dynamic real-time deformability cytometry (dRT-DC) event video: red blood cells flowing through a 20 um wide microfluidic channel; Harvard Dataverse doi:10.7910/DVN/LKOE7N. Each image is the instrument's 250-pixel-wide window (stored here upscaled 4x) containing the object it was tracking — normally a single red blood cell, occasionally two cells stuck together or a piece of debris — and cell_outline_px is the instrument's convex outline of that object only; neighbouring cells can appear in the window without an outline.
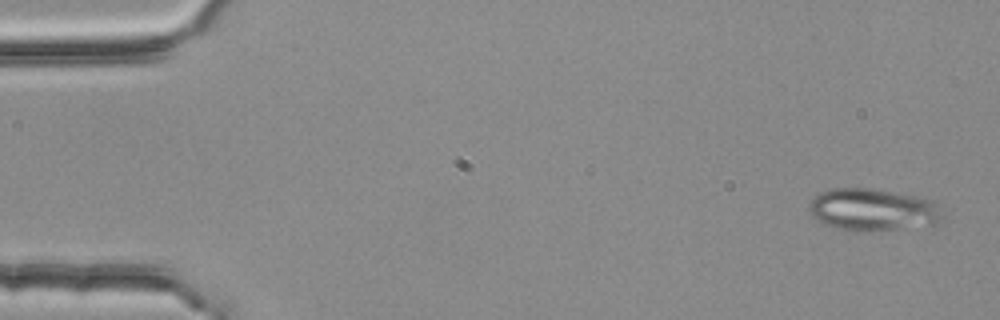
{"species": "common noctule bat (a hibernating species)", "species_latin": "Nyctalus noctula", "temperature_condition": "room temperature", "stored_images_in_passage": 4, "segment_of_instrument_passage": [2, 2], "camera_frame_rate_fps": 3000, "um_per_image_px": 0.085, "animal": {"sex": "female", "body_mass_g": 25.1}, "frame": {"image": 1, "passage_image": 4, "time_ms": 1.0, "image_size_px": [1000, 320], "cell_outline_px": [[944, 216], [936, 224], [876, 232], [856, 232], [836, 228], [824, 224], [816, 220], [808, 212], [808, 208], [812, 200], [820, 192], [832, 188], [868, 188], [920, 196], [936, 200]], "centroid_in_image_um": [74.22, 17.84], "position_along_channel_um": 10.8, "area_um2": 33.58}}